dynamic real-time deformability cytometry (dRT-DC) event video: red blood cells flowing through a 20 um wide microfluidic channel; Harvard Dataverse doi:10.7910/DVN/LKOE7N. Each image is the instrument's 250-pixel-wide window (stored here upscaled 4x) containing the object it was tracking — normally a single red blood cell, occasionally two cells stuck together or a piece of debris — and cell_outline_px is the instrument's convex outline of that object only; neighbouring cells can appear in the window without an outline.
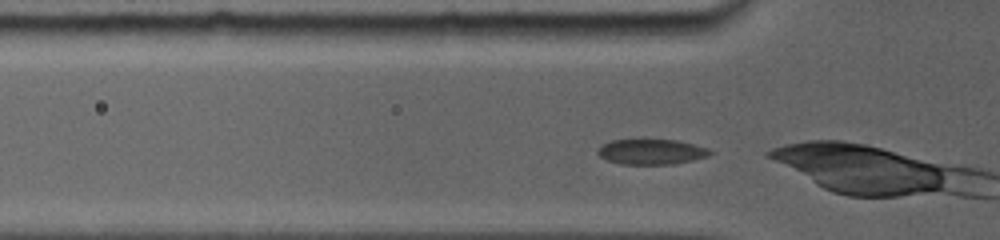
{"species": "common noctule bat (a hibernating species)", "species_latin": "Nyctalus noctula", "temperature_condition": "room temperature", "stored_images_in_passage": 5, "camera_frame_rate_fps": 5000, "um_per_image_px": 0.085, "animal": {"sex": "female", "body_mass_g": 19.0, "forearm_length_mm": 56.7}, "frame": {"image": 1, "passage_image": 2, "time_ms": 0.2, "image_size_px": [1000, 240], "cell_outline_px": [[712, 152], [708, 156], [692, 160], [672, 164], [620, 164], [608, 160], [600, 156], [596, 152], [600, 144], [612, 140], [644, 136], [676, 140], [708, 148]], "centroid_in_image_um": [55.29, 12.84], "position_along_channel_um": 70.5, "area_um2": 17.34}}